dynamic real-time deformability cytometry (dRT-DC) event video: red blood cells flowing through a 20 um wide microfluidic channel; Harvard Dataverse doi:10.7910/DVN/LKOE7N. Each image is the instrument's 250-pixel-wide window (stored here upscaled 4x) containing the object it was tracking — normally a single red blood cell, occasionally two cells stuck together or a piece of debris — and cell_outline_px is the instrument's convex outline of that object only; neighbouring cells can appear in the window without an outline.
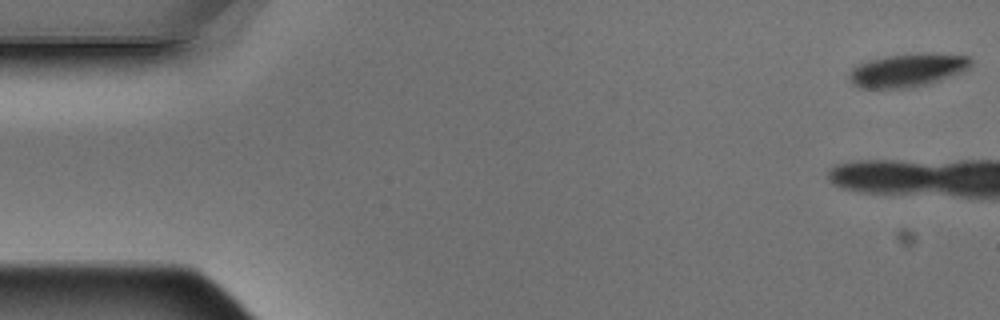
{"species": "Egyptian fruit bat (a non-hibernating species)", "species_latin": "Rousettus aegyptiacus", "temperature_condition": "warm", "stored_images_in_passage": 10, "camera_frame_rate_fps": 3000, "um_per_image_px": 0.085, "animal": {"sex": "male"}, "frame": {"image": 1, "passage_image": 1, "time_ms": 0.0, "image_size_px": [1000, 320], "cell_outline_px": [[972, 64], [968, 68], [960, 72], [924, 84], [904, 88], [860, 88], [852, 84], [848, 76], [852, 68], [868, 60], [888, 56], [916, 52], [932, 52], [968, 56], [972, 60]], "centroid_in_image_um": [77.12, 5.94], "position_along_channel_um": 7.9, "area_um2": 23.41}}
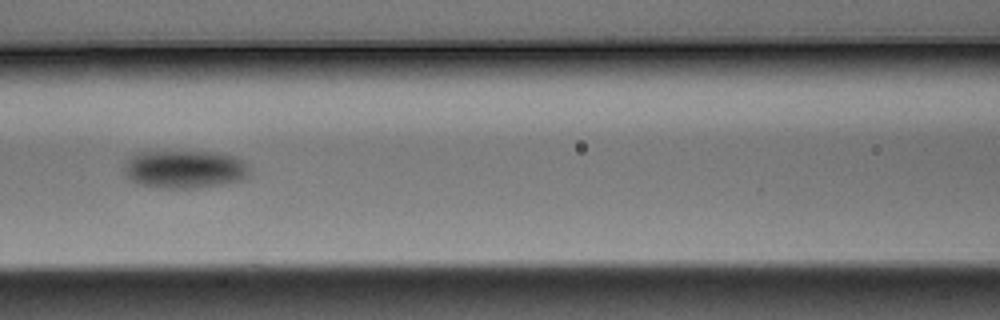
{"frame": {"image": 2, "passage_image": 9, "time_ms": 2.667, "image_size_px": [1000, 320], "cell_outline_px": [[248, 176], [244, 180], [204, 188], [164, 188], [136, 184], [128, 180], [124, 176], [124, 168], [128, 160], [132, 156], [140, 152], [216, 152], [232, 156], [244, 160], [248, 164]], "centroid_in_image_um": [15.71, 14.41], "position_along_channel_um": 150.9, "area_um2": 28.09}}
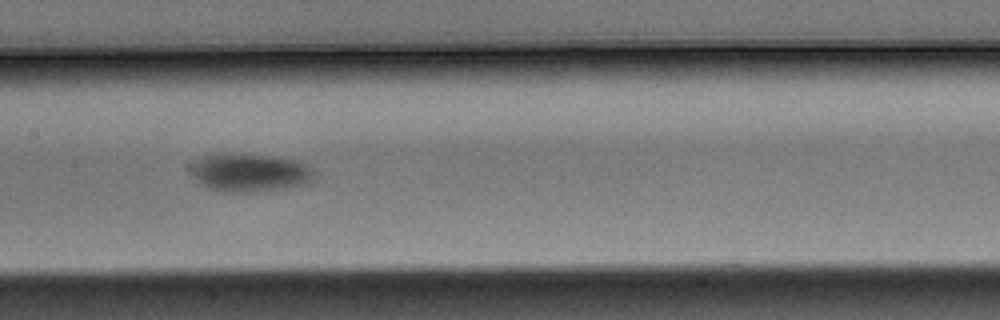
{"frame": {"image": 3, "passage_image": 10, "time_ms": 3.0, "image_size_px": [1000, 320], "cell_outline_px": [[316, 180], [308, 184], [284, 188], [248, 192], [228, 192], [208, 188], [196, 184], [188, 176], [196, 160], [200, 156], [220, 152], [240, 152], [272, 156], [296, 160], [312, 168], [316, 172]], "centroid_in_image_um": [21.18, 14.65], "position_along_channel_um": 186.2, "area_um2": 28.55}}